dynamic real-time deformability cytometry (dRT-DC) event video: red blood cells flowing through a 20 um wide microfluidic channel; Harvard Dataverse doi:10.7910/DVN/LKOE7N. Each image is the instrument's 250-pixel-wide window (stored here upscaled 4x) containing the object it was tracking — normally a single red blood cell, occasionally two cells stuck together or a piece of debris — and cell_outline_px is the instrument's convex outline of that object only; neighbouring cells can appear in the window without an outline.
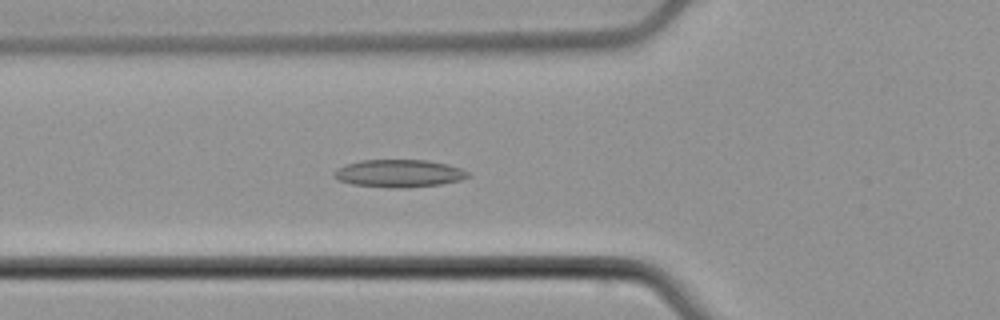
{"species": "common noctule bat (a hibernating species)", "species_latin": "Nyctalus noctula", "temperature_condition": "cold", "stored_images_in_passage": 37, "camera_frame_rate_fps": 3000, "um_per_image_px": 0.085, "animal": {"sex": "male", "body_mass_g": 21.5, "forearm_length_mm": 52.0}, "frame": {"image": 1, "passage_image": 9, "time_ms": 2.667, "image_size_px": [1000, 320], "cell_outline_px": [[472, 176], [460, 180], [440, 184], [400, 188], [396, 188], [352, 184], [336, 180], [332, 176], [332, 172], [336, 168], [360, 160], [428, 160], [448, 164], [460, 168], [468, 172]], "centroid_in_image_um": [33.89, 14.73], "position_along_channel_um": 91.9, "area_um2": 21.62}}
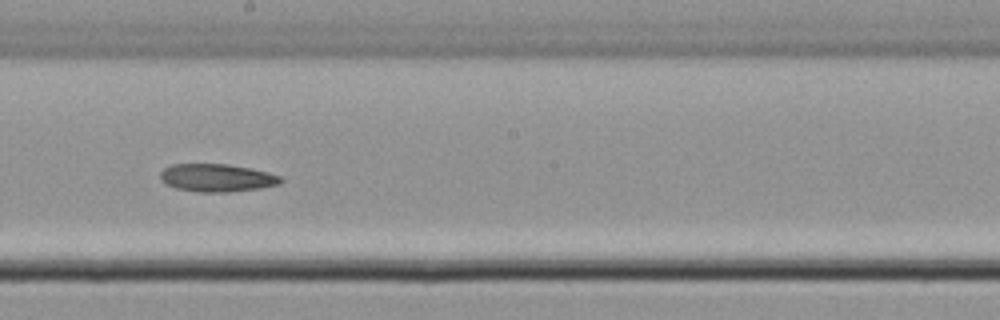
{"frame": {"image": 2, "passage_image": 20, "time_ms": 6.333, "image_size_px": [1000, 320], "cell_outline_px": [[284, 180], [280, 184], [260, 188], [232, 192], [196, 192], [176, 188], [164, 184], [160, 180], [160, 172], [164, 168], [172, 164], [228, 164], [268, 172], [280, 176]], "centroid_in_image_um": [18.41, 15.12], "position_along_channel_um": 229.8, "area_um2": 19.71}}
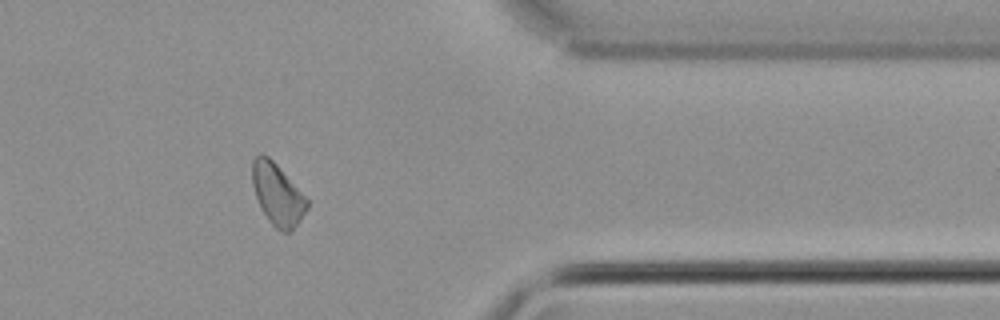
{"frame": {"image": 3, "passage_image": 34, "time_ms": 11.0, "image_size_px": [1000, 320], "cell_outline_px": [[308, 208], [300, 220], [288, 232], [280, 232], [268, 220], [256, 196], [252, 184], [252, 160], [260, 152], [268, 156], [276, 164], [308, 200]], "centroid_in_image_um": [23.57, 16.51], "position_along_channel_um": 387.8, "area_um2": 19.25}}